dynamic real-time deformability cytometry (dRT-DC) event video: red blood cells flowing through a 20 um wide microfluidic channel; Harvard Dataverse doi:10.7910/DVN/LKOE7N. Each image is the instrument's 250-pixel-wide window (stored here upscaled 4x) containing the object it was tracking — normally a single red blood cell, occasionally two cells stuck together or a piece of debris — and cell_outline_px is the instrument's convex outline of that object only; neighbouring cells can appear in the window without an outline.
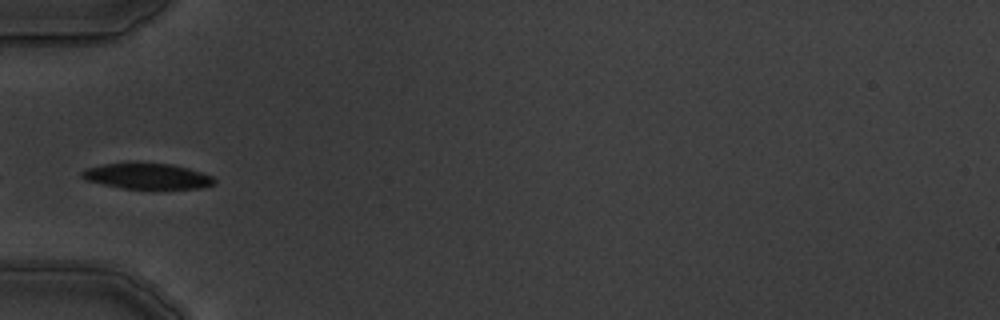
{"species": "common noctule bat (a hibernating species)", "species_latin": "Nyctalus noctula", "temperature_condition": "warm", "stored_images_in_passage": 4, "camera_frame_rate_fps": 3000, "um_per_image_px": 0.085, "animal": {"sex": "male", "body_mass_g": 19.5, "forearm_length_mm": 54.6}, "frame": {"image": 1, "passage_image": 1, "time_ms": 0.0, "image_size_px": [1000, 320], "cell_outline_px": [[216, 184], [200, 188], [124, 188], [104, 184], [88, 180], [80, 176], [80, 172], [84, 168], [104, 164], [128, 160], [172, 164], [188, 168], [212, 176], [216, 180]], "centroid_in_image_um": [12.48, 14.92], "position_along_channel_um": 72.5, "area_um2": 20.29}}
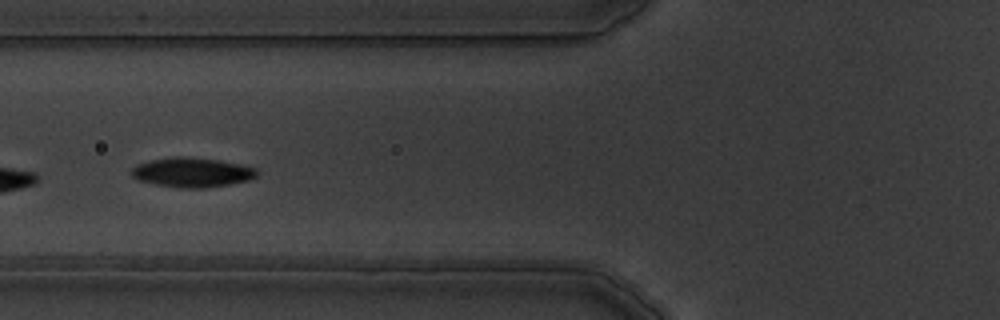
{"frame": {"image": 2, "passage_image": 2, "time_ms": 1.0, "image_size_px": [1000, 320], "cell_outline_px": [[256, 176], [248, 180], [228, 184], [204, 188], [180, 188], [156, 184], [140, 180], [132, 176], [132, 168], [136, 164], [152, 160], [176, 156], [184, 156], [220, 160], [240, 164], [256, 168]], "centroid_in_image_um": [16.32, 14.64], "position_along_channel_um": 109.5, "area_um2": 21.39}}
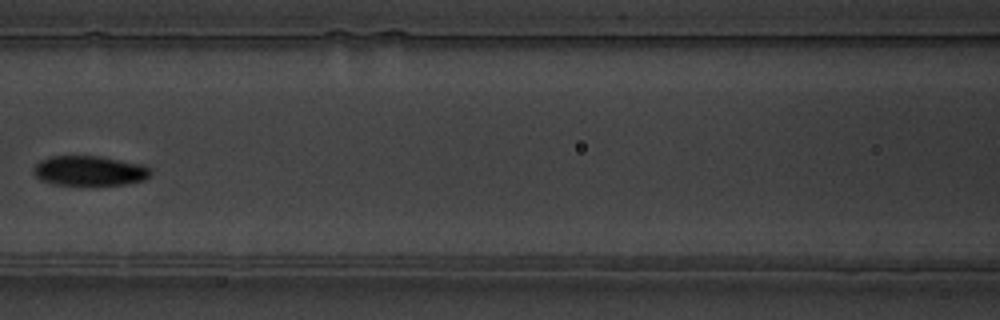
{"frame": {"image": 3, "passage_image": 3, "time_ms": 2.333, "image_size_px": [1000, 320], "cell_outline_px": [[152, 172], [144, 180], [124, 184], [56, 184], [44, 180], [36, 176], [32, 172], [32, 168], [40, 160], [52, 156], [100, 156], [144, 164], [152, 168]], "centroid_in_image_um": [7.64, 14.49], "position_along_channel_um": 159.0, "area_um2": 20.23}}